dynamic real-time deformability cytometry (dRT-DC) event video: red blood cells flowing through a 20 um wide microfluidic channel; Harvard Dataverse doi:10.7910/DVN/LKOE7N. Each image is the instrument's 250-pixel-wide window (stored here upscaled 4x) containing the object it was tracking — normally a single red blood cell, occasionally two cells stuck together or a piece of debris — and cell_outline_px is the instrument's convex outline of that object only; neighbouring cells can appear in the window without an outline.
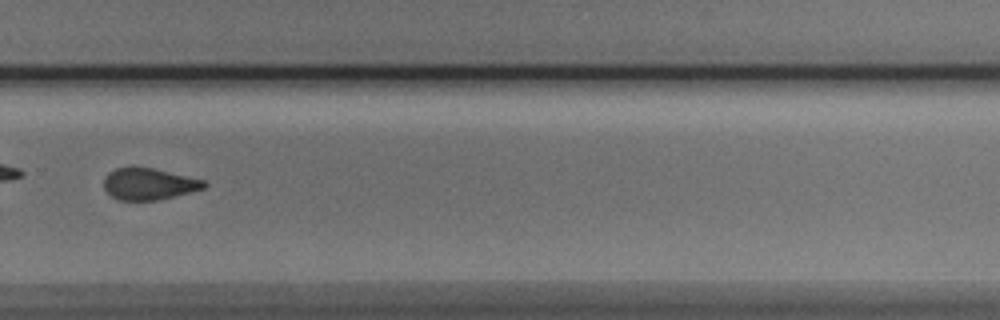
{"species": "Egyptian fruit bat (a non-hibernating species)", "species_latin": "Rousettus aegyptiacus", "temperature_condition": "cold", "stored_images_in_passage": 52, "camera_frame_rate_fps": 3000, "um_per_image_px": 0.085, "animal": {"sex": "male"}, "frame": {"image": 1, "passage_image": 37, "time_ms": 12.0, "image_size_px": [1000, 320], "cell_outline_px": [[208, 184], [204, 188], [160, 200], [120, 200], [112, 196], [104, 188], [104, 176], [108, 172], [116, 168], [132, 164], [152, 168], [204, 180]], "centroid_in_image_um": [12.61, 15.6], "position_along_channel_um": 317.2, "area_um2": 18.73}, "authors_computed_cell_mechanics": {"area_um2": 19.6231, "velocity_mm_per_s": 3.8761, "shape_relaxation_time_tau1_ms": 2.9797, "shape_relaxation_time_tau2_ms": 2.0276, "deformation_change_tau1": 0.1098, "deformation_change_tau2": 0.0742}}